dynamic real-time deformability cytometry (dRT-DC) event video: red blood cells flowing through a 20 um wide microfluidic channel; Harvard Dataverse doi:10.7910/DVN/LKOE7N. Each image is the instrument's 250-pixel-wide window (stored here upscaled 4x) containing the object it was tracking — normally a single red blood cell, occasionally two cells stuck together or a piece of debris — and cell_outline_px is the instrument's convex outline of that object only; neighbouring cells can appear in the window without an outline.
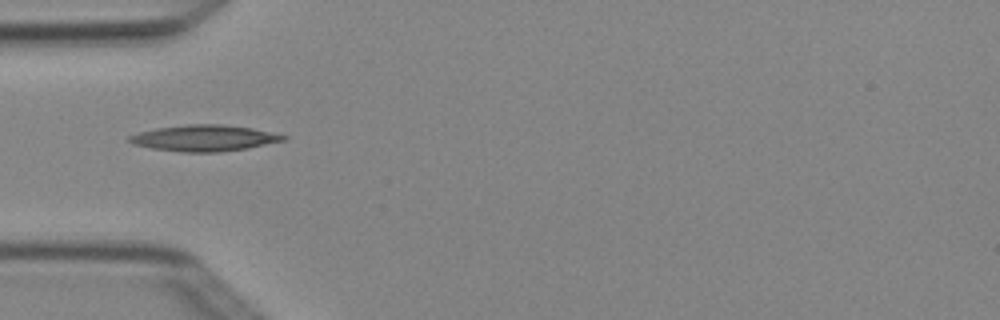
{"species": "Egyptian fruit bat (a non-hibernating species)", "species_latin": "Rousettus aegyptiacus", "temperature_condition": "cold", "stored_images_in_passage": 5, "camera_frame_rate_fps": 3000, "um_per_image_px": 0.085, "animal": {"sex": "female"}, "frame": {"image": 1, "passage_image": 4, "time_ms": 1.0, "image_size_px": [1000, 320], "cell_outline_px": [[288, 140], [248, 148], [216, 152], [184, 152], [152, 148], [132, 144], [124, 140], [128, 136], [140, 132], [156, 128], [188, 124], [220, 124], [252, 128], [288, 136]], "centroid_in_image_um": [17.35, 11.73], "position_along_channel_um": 67.7, "area_um2": 23.52}}
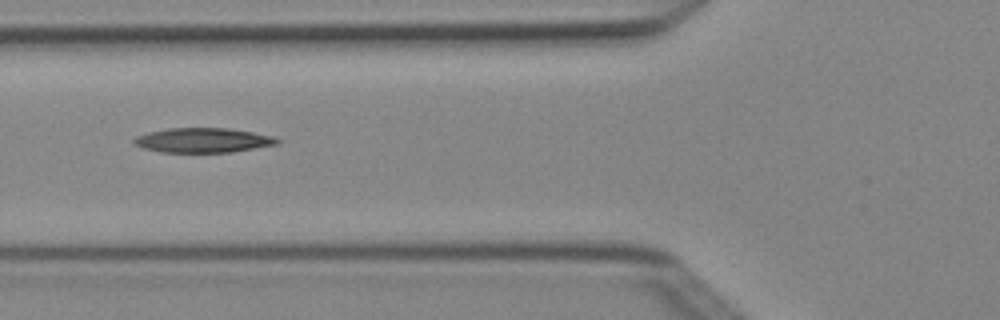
{"frame": {"image": 2, "passage_image": 5, "time_ms": 1.333, "image_size_px": [1000, 320], "cell_outline_px": [[280, 144], [232, 152], [160, 152], [144, 148], [136, 144], [132, 140], [136, 136], [148, 132], [168, 128], [228, 128], [276, 136], [280, 140]], "centroid_in_image_um": [17.3, 11.92], "position_along_channel_um": 108.5, "area_um2": 20.63}}